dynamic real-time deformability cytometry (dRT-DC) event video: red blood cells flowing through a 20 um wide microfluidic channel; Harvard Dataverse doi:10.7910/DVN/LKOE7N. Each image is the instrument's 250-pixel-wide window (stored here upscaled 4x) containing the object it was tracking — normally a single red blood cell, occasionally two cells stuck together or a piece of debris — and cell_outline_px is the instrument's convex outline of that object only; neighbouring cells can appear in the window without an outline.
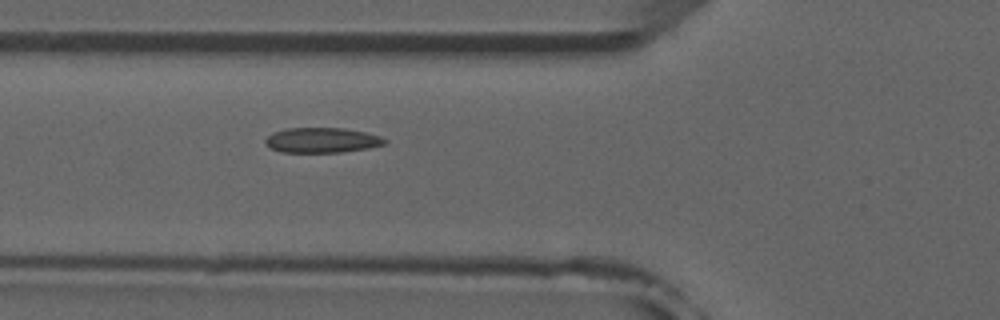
{"species": "common noctule bat (a hibernating species)", "species_latin": "Nyctalus noctula", "temperature_condition": "room temperature", "stored_images_in_passage": 5, "camera_frame_rate_fps": 3000, "um_per_image_px": 0.085, "animal": {"sex": "male", "forearm_length_mm": 52.5}, "frame": {"image": 1, "passage_image": 5, "time_ms": 5.333, "image_size_px": [1000, 320], "cell_outline_px": [[388, 140], [384, 144], [368, 148], [340, 152], [280, 152], [268, 148], [264, 144], [264, 140], [272, 132], [288, 128], [344, 128], [364, 132], [380, 136]], "centroid_in_image_um": [27.31, 11.92], "position_along_channel_um": 98.5, "area_um2": 17.51}}